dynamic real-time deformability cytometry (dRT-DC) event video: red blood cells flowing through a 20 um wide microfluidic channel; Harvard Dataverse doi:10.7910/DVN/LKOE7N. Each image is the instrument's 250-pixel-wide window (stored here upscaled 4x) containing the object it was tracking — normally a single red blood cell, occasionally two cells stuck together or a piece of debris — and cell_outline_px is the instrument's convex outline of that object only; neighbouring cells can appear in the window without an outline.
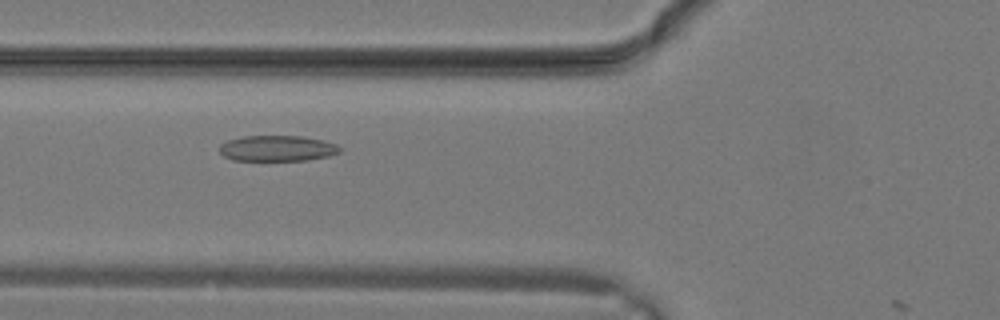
{"species": "common noctule bat (a hibernating species)", "species_latin": "Nyctalus noctula", "temperature_condition": "warm", "stored_images_in_passage": 12, "camera_frame_rate_fps": 3000, "um_per_image_px": 0.085, "animal": {"sex": "male", "body_mass_g": 19.2, "forearm_length_mm": 51.8}, "frame": {"image": 1, "passage_image": 3, "time_ms": 0.667, "image_size_px": [1000, 320], "cell_outline_px": [[340, 152], [328, 156], [308, 160], [232, 160], [224, 156], [220, 152], [220, 144], [228, 140], [244, 136], [304, 136], [324, 140], [336, 144], [340, 148]], "centroid_in_image_um": [23.58, 12.6], "position_along_channel_um": 102.2, "area_um2": 18.03}}
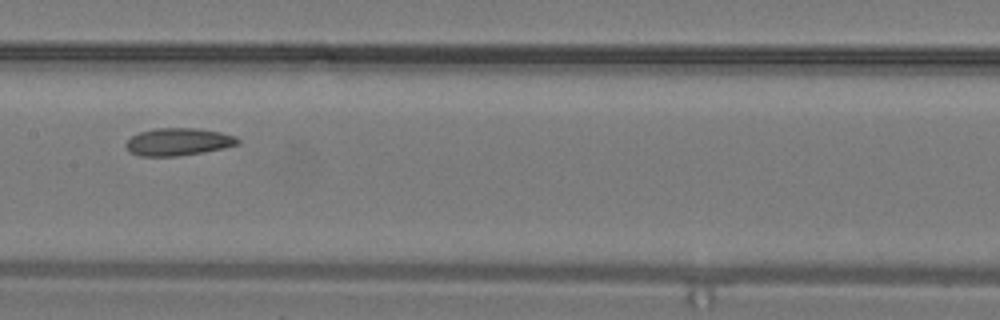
{"frame": {"image": 2, "passage_image": 7, "time_ms": 2.0, "image_size_px": [1000, 320], "cell_outline_px": [[240, 144], [224, 148], [176, 156], [140, 156], [128, 152], [124, 144], [132, 136], [140, 132], [156, 128], [196, 128], [220, 132], [236, 136], [240, 140]], "centroid_in_image_um": [15.14, 12.05], "position_along_channel_um": 192.3, "area_um2": 17.92}}
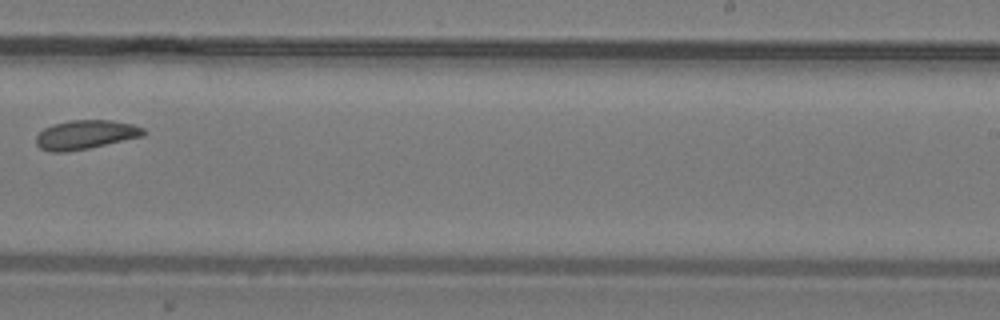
{"frame": {"image": 3, "passage_image": 11, "time_ms": 3.333, "image_size_px": [1000, 320], "cell_outline_px": [[144, 136], [88, 148], [64, 152], [52, 152], [40, 148], [36, 144], [36, 136], [44, 128], [52, 124], [72, 120], [112, 120], [132, 124], [144, 128]], "centroid_in_image_um": [7.25, 11.44], "position_along_channel_um": 281.7, "area_um2": 18.09}}